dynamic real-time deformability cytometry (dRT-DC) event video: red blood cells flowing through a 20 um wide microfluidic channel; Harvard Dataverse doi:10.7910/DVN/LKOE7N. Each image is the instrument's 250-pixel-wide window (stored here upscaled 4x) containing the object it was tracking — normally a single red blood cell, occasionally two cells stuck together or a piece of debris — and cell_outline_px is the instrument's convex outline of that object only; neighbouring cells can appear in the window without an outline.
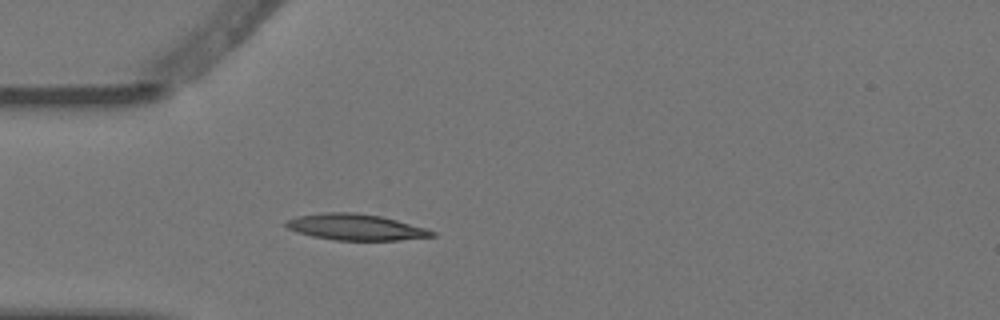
{"species": "Egyptian fruit bat (a non-hibernating species)", "species_latin": "Rousettus aegyptiacus", "temperature_condition": "warm", "stored_images_in_passage": 2, "camera_frame_rate_fps": 3000, "um_per_image_px": 0.085, "animal": {"sex": "female"}, "frame": {"image": 1, "passage_image": 2, "time_ms": 0.333, "image_size_px": [1000, 320], "cell_outline_px": [[436, 236], [400, 240], [332, 240], [312, 236], [296, 232], [288, 228], [284, 224], [284, 220], [296, 216], [324, 212], [356, 212], [380, 216], [396, 220], [424, 228], [436, 232]], "centroid_in_image_um": [30.17, 19.3], "position_along_channel_um": 54.8, "area_um2": 22.31}}